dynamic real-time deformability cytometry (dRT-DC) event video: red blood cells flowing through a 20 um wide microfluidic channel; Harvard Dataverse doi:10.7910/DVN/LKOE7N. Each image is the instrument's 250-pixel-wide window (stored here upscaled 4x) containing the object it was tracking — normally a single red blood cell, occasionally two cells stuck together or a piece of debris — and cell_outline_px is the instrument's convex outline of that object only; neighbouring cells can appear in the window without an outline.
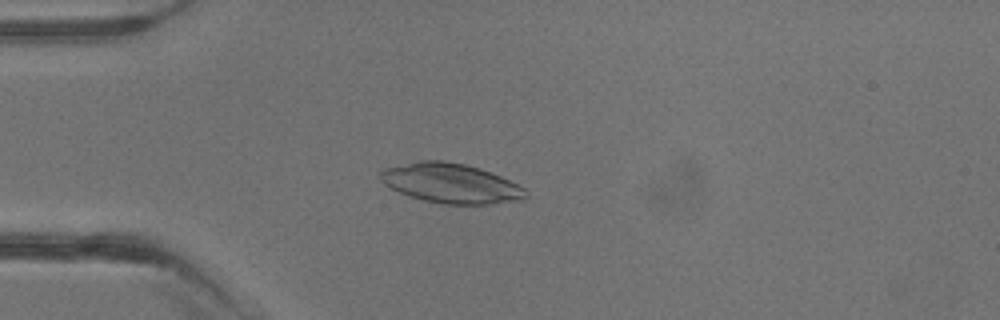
{"species": "common noctule bat (a hibernating species)", "species_latin": "Nyctalus noctula", "temperature_condition": "warm", "stored_images_in_passage": 2, "camera_frame_rate_fps": 3000, "um_per_image_px": 0.085, "animal": {"sex": "male", "body_mass_g": 13.3}, "frame": {"image": 1, "passage_image": 2, "time_ms": 1.667, "image_size_px": [1000, 320], "cell_outline_px": [[528, 196], [524, 200], [488, 204], [444, 204], [424, 200], [400, 192], [384, 184], [376, 176], [384, 168], [420, 160], [444, 160], [464, 164], [480, 168], [500, 176], [524, 188], [528, 192]], "centroid_in_image_um": [38.32, 15.57], "position_along_channel_um": 46.7, "area_um2": 33.58}}